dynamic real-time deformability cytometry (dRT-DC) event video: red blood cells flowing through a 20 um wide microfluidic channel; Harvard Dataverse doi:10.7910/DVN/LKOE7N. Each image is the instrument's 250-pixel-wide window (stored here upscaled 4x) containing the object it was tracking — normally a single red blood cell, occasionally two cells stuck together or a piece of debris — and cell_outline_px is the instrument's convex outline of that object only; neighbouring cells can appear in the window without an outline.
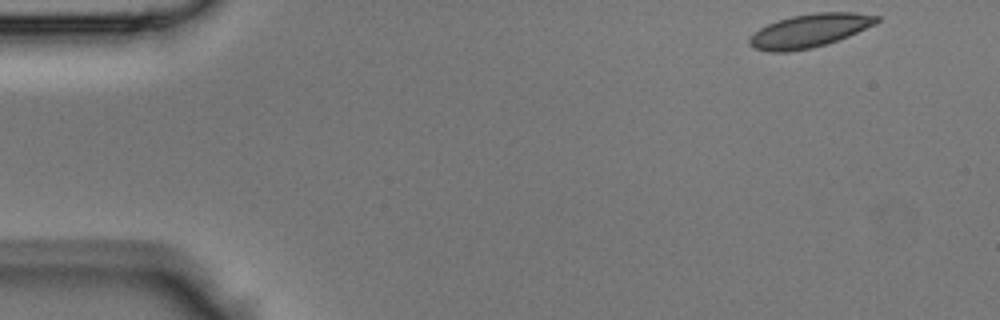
{"species": "Egyptian fruit bat (a non-hibernating species)", "species_latin": "Rousettus aegyptiacus", "temperature_condition": "room temperature", "stored_images_in_passage": 41, "camera_frame_rate_fps": 3000, "um_per_image_px": 0.085, "animal": {"sex": "male"}, "frame": {"image": 1, "passage_image": 1, "time_ms": 0.0, "image_size_px": [1000, 320], "cell_outline_px": [[880, 20], [876, 24], [848, 36], [812, 48], [788, 52], [768, 52], [752, 48], [748, 44], [748, 40], [760, 28], [768, 24], [792, 16], [816, 12], [852, 12], [880, 16]], "centroid_in_image_um": [68.81, 2.61], "position_along_channel_um": 16.2, "area_um2": 24.62}}
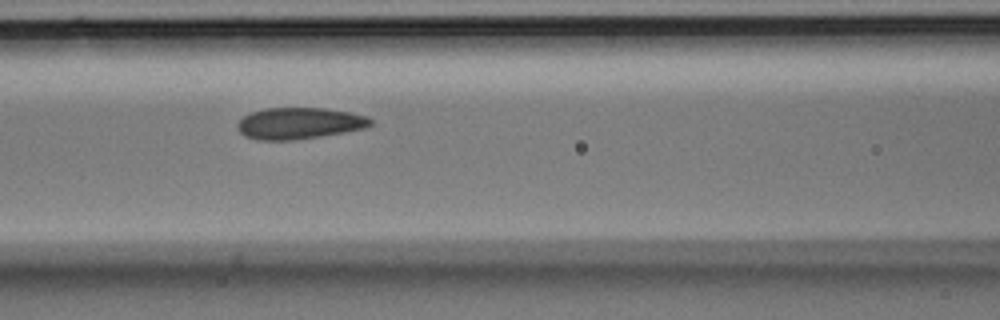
{"frame": {"image": 2, "passage_image": 16, "time_ms": 5.0, "image_size_px": [1000, 320], "cell_outline_px": [[372, 124], [364, 128], [320, 136], [292, 140], [256, 140], [244, 136], [236, 128], [236, 124], [248, 112], [264, 108], [324, 108], [348, 112], [368, 116], [372, 120]], "centroid_in_image_um": [25.37, 10.47], "position_along_channel_um": 141.2, "area_um2": 24.45}}
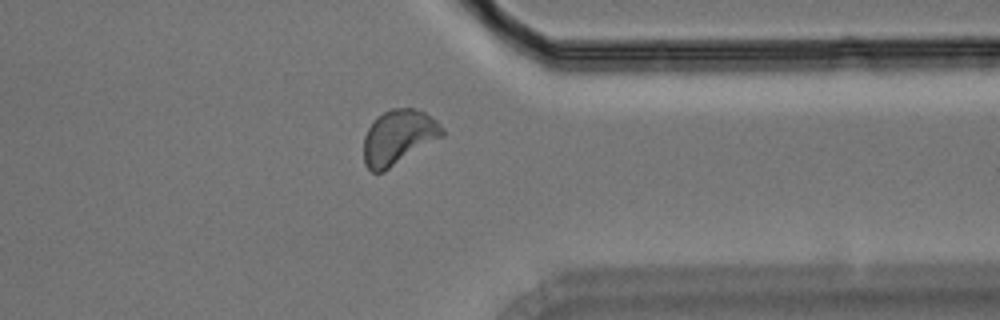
{"frame": {"image": 3, "passage_image": 32, "time_ms": 10.333, "image_size_px": [1000, 320], "cell_outline_px": [[444, 136], [384, 172], [372, 172], [364, 164], [364, 136], [372, 120], [384, 112], [392, 108], [412, 108], [424, 112], [436, 120], [444, 128]], "centroid_in_image_um": [33.87, 11.67], "position_along_channel_um": 377.5, "area_um2": 25.2}}